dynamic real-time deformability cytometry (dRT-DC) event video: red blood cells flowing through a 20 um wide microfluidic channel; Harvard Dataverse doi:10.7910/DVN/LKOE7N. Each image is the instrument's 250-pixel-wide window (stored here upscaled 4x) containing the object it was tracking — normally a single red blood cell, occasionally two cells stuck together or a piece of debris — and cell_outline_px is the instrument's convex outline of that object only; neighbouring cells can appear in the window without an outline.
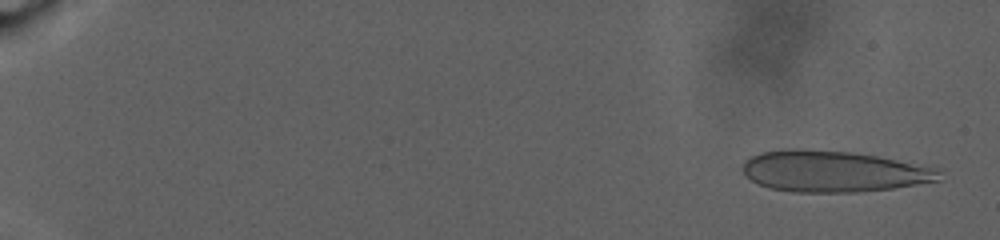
{"species": "human", "species_latin": "Homo sapiens", "temperature_condition": "warm", "stored_images_in_passage": 98, "camera_frame_rate_fps": 3000, "um_per_image_px": 0.085, "donor": {"sex": "male"}, "frame": {"image": 1, "passage_image": 4, "time_ms": 1.0, "image_size_px": [1000, 240], "cell_outline_px": [[944, 168], [940, 180], [892, 188], [856, 192], [792, 192], [772, 188], [760, 184], [744, 176], [744, 160], [760, 152], [796, 148], [800, 148], [852, 152], [876, 156]], "centroid_in_image_um": [70.9, 14.55], "position_along_channel_um": 14.1, "area_um2": 47.45}}
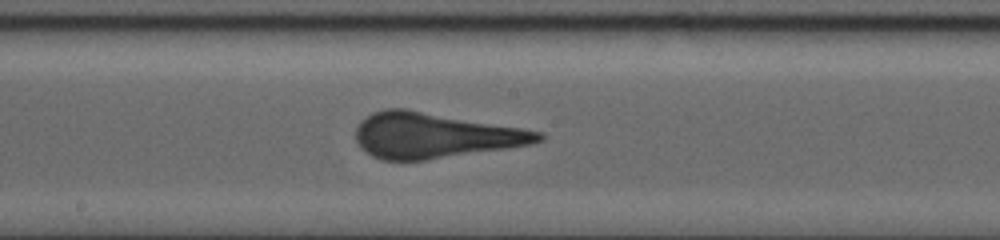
{"frame": {"image": 2, "passage_image": 58, "time_ms": 19.0, "image_size_px": [1000, 240], "cell_outline_px": [[544, 140], [532, 144], [508, 148], [424, 160], [380, 160], [372, 156], [360, 148], [356, 140], [356, 128], [360, 120], [372, 112], [384, 108], [408, 108], [524, 128], [544, 132]], "centroid_in_image_um": [36.93, 11.49], "position_along_channel_um": 211.3, "area_um2": 48.84}}
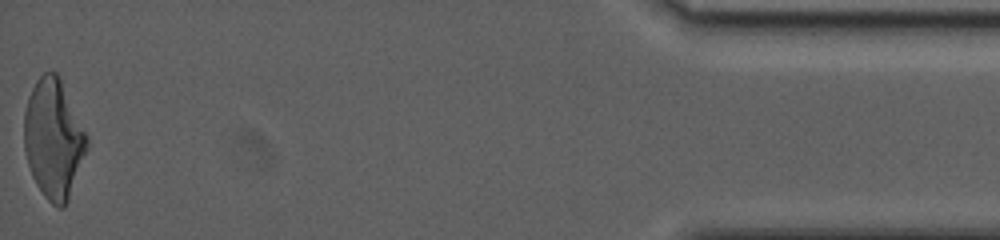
{"frame": {"image": 3, "passage_image": 98, "time_ms": 32.333, "image_size_px": [1000, 240], "cell_outline_px": [[88, 148], [68, 200], [64, 208], [56, 208], [44, 196], [36, 184], [32, 176], [28, 164], [24, 148], [24, 112], [28, 96], [36, 80], [44, 72], [56, 72], [60, 76], [88, 136]], "centroid_in_image_um": [4.55, 11.8], "position_along_channel_um": 430.6, "area_um2": 43.87}}